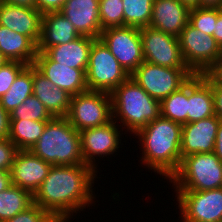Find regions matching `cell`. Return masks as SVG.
Returning <instances> with one entry per match:
<instances>
[{
  "instance_id": "cell-1",
  "label": "cell",
  "mask_w": 222,
  "mask_h": 222,
  "mask_svg": "<svg viewBox=\"0 0 222 222\" xmlns=\"http://www.w3.org/2000/svg\"><path fill=\"white\" fill-rule=\"evenodd\" d=\"M97 172L85 163L52 165L47 177L34 193L33 203L54 219H71V216L75 217L74 213L95 204L92 185Z\"/></svg>"
},
{
  "instance_id": "cell-2",
  "label": "cell",
  "mask_w": 222,
  "mask_h": 222,
  "mask_svg": "<svg viewBox=\"0 0 222 222\" xmlns=\"http://www.w3.org/2000/svg\"><path fill=\"white\" fill-rule=\"evenodd\" d=\"M181 135L182 125L161 115L148 123L135 134L142 143L141 164L169 180L181 163Z\"/></svg>"
},
{
  "instance_id": "cell-3",
  "label": "cell",
  "mask_w": 222,
  "mask_h": 222,
  "mask_svg": "<svg viewBox=\"0 0 222 222\" xmlns=\"http://www.w3.org/2000/svg\"><path fill=\"white\" fill-rule=\"evenodd\" d=\"M110 95L113 120L130 134L135 135L161 115L160 101L148 95L131 77Z\"/></svg>"
},
{
  "instance_id": "cell-4",
  "label": "cell",
  "mask_w": 222,
  "mask_h": 222,
  "mask_svg": "<svg viewBox=\"0 0 222 222\" xmlns=\"http://www.w3.org/2000/svg\"><path fill=\"white\" fill-rule=\"evenodd\" d=\"M30 150L51 165L84 163L79 132L66 117L47 122L42 136Z\"/></svg>"
},
{
  "instance_id": "cell-5",
  "label": "cell",
  "mask_w": 222,
  "mask_h": 222,
  "mask_svg": "<svg viewBox=\"0 0 222 222\" xmlns=\"http://www.w3.org/2000/svg\"><path fill=\"white\" fill-rule=\"evenodd\" d=\"M175 190L205 191L222 187V162L211 153L184 157L169 179ZM175 186V187H174Z\"/></svg>"
},
{
  "instance_id": "cell-6",
  "label": "cell",
  "mask_w": 222,
  "mask_h": 222,
  "mask_svg": "<svg viewBox=\"0 0 222 222\" xmlns=\"http://www.w3.org/2000/svg\"><path fill=\"white\" fill-rule=\"evenodd\" d=\"M130 77L100 38L95 39L90 49L86 69L87 89L111 93Z\"/></svg>"
},
{
  "instance_id": "cell-7",
  "label": "cell",
  "mask_w": 222,
  "mask_h": 222,
  "mask_svg": "<svg viewBox=\"0 0 222 222\" xmlns=\"http://www.w3.org/2000/svg\"><path fill=\"white\" fill-rule=\"evenodd\" d=\"M66 118L78 132L108 124L113 120L111 95L91 90L73 95Z\"/></svg>"
},
{
  "instance_id": "cell-8",
  "label": "cell",
  "mask_w": 222,
  "mask_h": 222,
  "mask_svg": "<svg viewBox=\"0 0 222 222\" xmlns=\"http://www.w3.org/2000/svg\"><path fill=\"white\" fill-rule=\"evenodd\" d=\"M193 75L189 68L163 67L144 61L130 77L148 95L161 102L182 87Z\"/></svg>"
},
{
  "instance_id": "cell-9",
  "label": "cell",
  "mask_w": 222,
  "mask_h": 222,
  "mask_svg": "<svg viewBox=\"0 0 222 222\" xmlns=\"http://www.w3.org/2000/svg\"><path fill=\"white\" fill-rule=\"evenodd\" d=\"M183 60L194 75L205 74L222 56V49L211 35L189 23L178 36Z\"/></svg>"
},
{
  "instance_id": "cell-10",
  "label": "cell",
  "mask_w": 222,
  "mask_h": 222,
  "mask_svg": "<svg viewBox=\"0 0 222 222\" xmlns=\"http://www.w3.org/2000/svg\"><path fill=\"white\" fill-rule=\"evenodd\" d=\"M175 191L181 222H222V187L205 191Z\"/></svg>"
},
{
  "instance_id": "cell-11",
  "label": "cell",
  "mask_w": 222,
  "mask_h": 222,
  "mask_svg": "<svg viewBox=\"0 0 222 222\" xmlns=\"http://www.w3.org/2000/svg\"><path fill=\"white\" fill-rule=\"evenodd\" d=\"M100 39L130 75L144 62L140 29L130 26L102 30Z\"/></svg>"
},
{
  "instance_id": "cell-12",
  "label": "cell",
  "mask_w": 222,
  "mask_h": 222,
  "mask_svg": "<svg viewBox=\"0 0 222 222\" xmlns=\"http://www.w3.org/2000/svg\"><path fill=\"white\" fill-rule=\"evenodd\" d=\"M144 61L151 64L171 67L188 68L185 64L178 37L153 29H140Z\"/></svg>"
},
{
  "instance_id": "cell-13",
  "label": "cell",
  "mask_w": 222,
  "mask_h": 222,
  "mask_svg": "<svg viewBox=\"0 0 222 222\" xmlns=\"http://www.w3.org/2000/svg\"><path fill=\"white\" fill-rule=\"evenodd\" d=\"M116 124L112 120L106 125L79 132L83 161L96 171L98 164L96 165L95 157L113 155L120 147L122 134L119 127L121 126Z\"/></svg>"
},
{
  "instance_id": "cell-14",
  "label": "cell",
  "mask_w": 222,
  "mask_h": 222,
  "mask_svg": "<svg viewBox=\"0 0 222 222\" xmlns=\"http://www.w3.org/2000/svg\"><path fill=\"white\" fill-rule=\"evenodd\" d=\"M219 123L220 119L214 115L183 124L180 146L181 160L192 154L213 152Z\"/></svg>"
},
{
  "instance_id": "cell-15",
  "label": "cell",
  "mask_w": 222,
  "mask_h": 222,
  "mask_svg": "<svg viewBox=\"0 0 222 222\" xmlns=\"http://www.w3.org/2000/svg\"><path fill=\"white\" fill-rule=\"evenodd\" d=\"M51 166L31 150H18L10 171L12 185L19 186L34 195L47 177Z\"/></svg>"
},
{
  "instance_id": "cell-16",
  "label": "cell",
  "mask_w": 222,
  "mask_h": 222,
  "mask_svg": "<svg viewBox=\"0 0 222 222\" xmlns=\"http://www.w3.org/2000/svg\"><path fill=\"white\" fill-rule=\"evenodd\" d=\"M33 66L49 81L70 95L87 91L86 69L57 65L44 52H38Z\"/></svg>"
},
{
  "instance_id": "cell-17",
  "label": "cell",
  "mask_w": 222,
  "mask_h": 222,
  "mask_svg": "<svg viewBox=\"0 0 222 222\" xmlns=\"http://www.w3.org/2000/svg\"><path fill=\"white\" fill-rule=\"evenodd\" d=\"M42 16L37 9L3 2L0 5V25L29 37L37 46L41 38Z\"/></svg>"
},
{
  "instance_id": "cell-18",
  "label": "cell",
  "mask_w": 222,
  "mask_h": 222,
  "mask_svg": "<svg viewBox=\"0 0 222 222\" xmlns=\"http://www.w3.org/2000/svg\"><path fill=\"white\" fill-rule=\"evenodd\" d=\"M60 12L80 35L100 38L99 0H66Z\"/></svg>"
},
{
  "instance_id": "cell-19",
  "label": "cell",
  "mask_w": 222,
  "mask_h": 222,
  "mask_svg": "<svg viewBox=\"0 0 222 222\" xmlns=\"http://www.w3.org/2000/svg\"><path fill=\"white\" fill-rule=\"evenodd\" d=\"M189 12L179 0H153L149 27L178 37L188 24Z\"/></svg>"
},
{
  "instance_id": "cell-20",
  "label": "cell",
  "mask_w": 222,
  "mask_h": 222,
  "mask_svg": "<svg viewBox=\"0 0 222 222\" xmlns=\"http://www.w3.org/2000/svg\"><path fill=\"white\" fill-rule=\"evenodd\" d=\"M80 36L74 25L61 12L43 14L38 52L71 42Z\"/></svg>"
},
{
  "instance_id": "cell-21",
  "label": "cell",
  "mask_w": 222,
  "mask_h": 222,
  "mask_svg": "<svg viewBox=\"0 0 222 222\" xmlns=\"http://www.w3.org/2000/svg\"><path fill=\"white\" fill-rule=\"evenodd\" d=\"M33 95L55 117H66L72 95L58 88L33 66Z\"/></svg>"
},
{
  "instance_id": "cell-22",
  "label": "cell",
  "mask_w": 222,
  "mask_h": 222,
  "mask_svg": "<svg viewBox=\"0 0 222 222\" xmlns=\"http://www.w3.org/2000/svg\"><path fill=\"white\" fill-rule=\"evenodd\" d=\"M94 40L93 37L81 35L71 42L48 47L44 53L57 65L87 69L90 49Z\"/></svg>"
},
{
  "instance_id": "cell-23",
  "label": "cell",
  "mask_w": 222,
  "mask_h": 222,
  "mask_svg": "<svg viewBox=\"0 0 222 222\" xmlns=\"http://www.w3.org/2000/svg\"><path fill=\"white\" fill-rule=\"evenodd\" d=\"M215 115L214 96L211 85L202 75L188 80V123Z\"/></svg>"
},
{
  "instance_id": "cell-24",
  "label": "cell",
  "mask_w": 222,
  "mask_h": 222,
  "mask_svg": "<svg viewBox=\"0 0 222 222\" xmlns=\"http://www.w3.org/2000/svg\"><path fill=\"white\" fill-rule=\"evenodd\" d=\"M0 51L7 61L33 65L38 46L27 36L0 25Z\"/></svg>"
},
{
  "instance_id": "cell-25",
  "label": "cell",
  "mask_w": 222,
  "mask_h": 222,
  "mask_svg": "<svg viewBox=\"0 0 222 222\" xmlns=\"http://www.w3.org/2000/svg\"><path fill=\"white\" fill-rule=\"evenodd\" d=\"M47 122L10 120L8 138L18 150H30L42 136Z\"/></svg>"
},
{
  "instance_id": "cell-26",
  "label": "cell",
  "mask_w": 222,
  "mask_h": 222,
  "mask_svg": "<svg viewBox=\"0 0 222 222\" xmlns=\"http://www.w3.org/2000/svg\"><path fill=\"white\" fill-rule=\"evenodd\" d=\"M32 94L33 65H29L17 76L10 89L0 98V104L10 114Z\"/></svg>"
},
{
  "instance_id": "cell-27",
  "label": "cell",
  "mask_w": 222,
  "mask_h": 222,
  "mask_svg": "<svg viewBox=\"0 0 222 222\" xmlns=\"http://www.w3.org/2000/svg\"><path fill=\"white\" fill-rule=\"evenodd\" d=\"M33 204V195L19 186L11 185L0 192V222L13 218Z\"/></svg>"
},
{
  "instance_id": "cell-28",
  "label": "cell",
  "mask_w": 222,
  "mask_h": 222,
  "mask_svg": "<svg viewBox=\"0 0 222 222\" xmlns=\"http://www.w3.org/2000/svg\"><path fill=\"white\" fill-rule=\"evenodd\" d=\"M161 116L181 125L188 123V81L160 102Z\"/></svg>"
},
{
  "instance_id": "cell-29",
  "label": "cell",
  "mask_w": 222,
  "mask_h": 222,
  "mask_svg": "<svg viewBox=\"0 0 222 222\" xmlns=\"http://www.w3.org/2000/svg\"><path fill=\"white\" fill-rule=\"evenodd\" d=\"M124 13V26L143 28L148 27L151 16L153 0H122Z\"/></svg>"
},
{
  "instance_id": "cell-30",
  "label": "cell",
  "mask_w": 222,
  "mask_h": 222,
  "mask_svg": "<svg viewBox=\"0 0 222 222\" xmlns=\"http://www.w3.org/2000/svg\"><path fill=\"white\" fill-rule=\"evenodd\" d=\"M10 120L50 121L54 117L48 112L42 102L33 94L16 107L10 114Z\"/></svg>"
},
{
  "instance_id": "cell-31",
  "label": "cell",
  "mask_w": 222,
  "mask_h": 222,
  "mask_svg": "<svg viewBox=\"0 0 222 222\" xmlns=\"http://www.w3.org/2000/svg\"><path fill=\"white\" fill-rule=\"evenodd\" d=\"M99 17L102 30L124 26L122 0H99Z\"/></svg>"
},
{
  "instance_id": "cell-32",
  "label": "cell",
  "mask_w": 222,
  "mask_h": 222,
  "mask_svg": "<svg viewBox=\"0 0 222 222\" xmlns=\"http://www.w3.org/2000/svg\"><path fill=\"white\" fill-rule=\"evenodd\" d=\"M217 21V8L197 7L190 9L188 23L201 33L213 36Z\"/></svg>"
},
{
  "instance_id": "cell-33",
  "label": "cell",
  "mask_w": 222,
  "mask_h": 222,
  "mask_svg": "<svg viewBox=\"0 0 222 222\" xmlns=\"http://www.w3.org/2000/svg\"><path fill=\"white\" fill-rule=\"evenodd\" d=\"M27 66L18 61H7L0 67V98L10 89L17 76Z\"/></svg>"
},
{
  "instance_id": "cell-34",
  "label": "cell",
  "mask_w": 222,
  "mask_h": 222,
  "mask_svg": "<svg viewBox=\"0 0 222 222\" xmlns=\"http://www.w3.org/2000/svg\"><path fill=\"white\" fill-rule=\"evenodd\" d=\"M53 219L47 211L33 203L25 211L18 213L5 222H51Z\"/></svg>"
},
{
  "instance_id": "cell-35",
  "label": "cell",
  "mask_w": 222,
  "mask_h": 222,
  "mask_svg": "<svg viewBox=\"0 0 222 222\" xmlns=\"http://www.w3.org/2000/svg\"><path fill=\"white\" fill-rule=\"evenodd\" d=\"M17 152V146L9 138L0 139V170L11 171Z\"/></svg>"
},
{
  "instance_id": "cell-36",
  "label": "cell",
  "mask_w": 222,
  "mask_h": 222,
  "mask_svg": "<svg viewBox=\"0 0 222 222\" xmlns=\"http://www.w3.org/2000/svg\"><path fill=\"white\" fill-rule=\"evenodd\" d=\"M202 77L211 85L214 96L215 115L222 119V85L215 83L206 73Z\"/></svg>"
},
{
  "instance_id": "cell-37",
  "label": "cell",
  "mask_w": 222,
  "mask_h": 222,
  "mask_svg": "<svg viewBox=\"0 0 222 222\" xmlns=\"http://www.w3.org/2000/svg\"><path fill=\"white\" fill-rule=\"evenodd\" d=\"M66 0H36V9L42 14L60 12Z\"/></svg>"
},
{
  "instance_id": "cell-38",
  "label": "cell",
  "mask_w": 222,
  "mask_h": 222,
  "mask_svg": "<svg viewBox=\"0 0 222 222\" xmlns=\"http://www.w3.org/2000/svg\"><path fill=\"white\" fill-rule=\"evenodd\" d=\"M10 117L0 104V139L8 138Z\"/></svg>"
},
{
  "instance_id": "cell-39",
  "label": "cell",
  "mask_w": 222,
  "mask_h": 222,
  "mask_svg": "<svg viewBox=\"0 0 222 222\" xmlns=\"http://www.w3.org/2000/svg\"><path fill=\"white\" fill-rule=\"evenodd\" d=\"M206 74L217 84L222 85V56L219 60L206 72Z\"/></svg>"
},
{
  "instance_id": "cell-40",
  "label": "cell",
  "mask_w": 222,
  "mask_h": 222,
  "mask_svg": "<svg viewBox=\"0 0 222 222\" xmlns=\"http://www.w3.org/2000/svg\"><path fill=\"white\" fill-rule=\"evenodd\" d=\"M213 37L222 49V9L217 8V21L214 27Z\"/></svg>"
},
{
  "instance_id": "cell-41",
  "label": "cell",
  "mask_w": 222,
  "mask_h": 222,
  "mask_svg": "<svg viewBox=\"0 0 222 222\" xmlns=\"http://www.w3.org/2000/svg\"><path fill=\"white\" fill-rule=\"evenodd\" d=\"M215 155L222 162V119H220V123L217 130V136L215 139L214 151Z\"/></svg>"
},
{
  "instance_id": "cell-42",
  "label": "cell",
  "mask_w": 222,
  "mask_h": 222,
  "mask_svg": "<svg viewBox=\"0 0 222 222\" xmlns=\"http://www.w3.org/2000/svg\"><path fill=\"white\" fill-rule=\"evenodd\" d=\"M12 185L11 172L0 170V192Z\"/></svg>"
},
{
  "instance_id": "cell-43",
  "label": "cell",
  "mask_w": 222,
  "mask_h": 222,
  "mask_svg": "<svg viewBox=\"0 0 222 222\" xmlns=\"http://www.w3.org/2000/svg\"><path fill=\"white\" fill-rule=\"evenodd\" d=\"M3 3L36 9V0H1Z\"/></svg>"
},
{
  "instance_id": "cell-44",
  "label": "cell",
  "mask_w": 222,
  "mask_h": 222,
  "mask_svg": "<svg viewBox=\"0 0 222 222\" xmlns=\"http://www.w3.org/2000/svg\"><path fill=\"white\" fill-rule=\"evenodd\" d=\"M199 7L221 8L222 0H199Z\"/></svg>"
},
{
  "instance_id": "cell-45",
  "label": "cell",
  "mask_w": 222,
  "mask_h": 222,
  "mask_svg": "<svg viewBox=\"0 0 222 222\" xmlns=\"http://www.w3.org/2000/svg\"><path fill=\"white\" fill-rule=\"evenodd\" d=\"M183 5L187 6L189 9L199 7V0H179Z\"/></svg>"
},
{
  "instance_id": "cell-46",
  "label": "cell",
  "mask_w": 222,
  "mask_h": 222,
  "mask_svg": "<svg viewBox=\"0 0 222 222\" xmlns=\"http://www.w3.org/2000/svg\"><path fill=\"white\" fill-rule=\"evenodd\" d=\"M7 62V59L3 56V54L0 51V67L4 65Z\"/></svg>"
},
{
  "instance_id": "cell-47",
  "label": "cell",
  "mask_w": 222,
  "mask_h": 222,
  "mask_svg": "<svg viewBox=\"0 0 222 222\" xmlns=\"http://www.w3.org/2000/svg\"><path fill=\"white\" fill-rule=\"evenodd\" d=\"M69 222V219H53L51 222Z\"/></svg>"
}]
</instances>
